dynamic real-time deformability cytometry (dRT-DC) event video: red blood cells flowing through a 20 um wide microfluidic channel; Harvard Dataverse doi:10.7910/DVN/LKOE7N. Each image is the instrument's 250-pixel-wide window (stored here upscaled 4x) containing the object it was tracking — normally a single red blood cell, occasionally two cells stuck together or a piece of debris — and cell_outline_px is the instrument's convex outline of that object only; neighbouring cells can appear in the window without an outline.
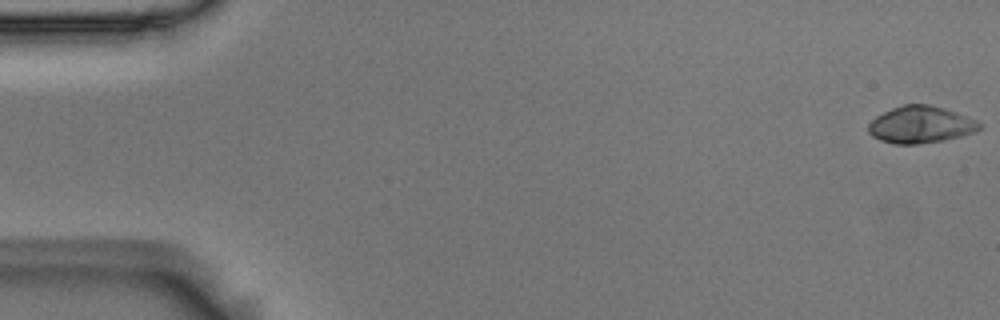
{"species": "Egyptian fruit bat (a non-hibernating species)", "species_latin": "Rousettus aegyptiacus", "temperature_condition": "room temperature", "stored_images_in_passage": 14, "camera_frame_rate_fps": 3000, "um_per_image_px": 0.085, "animal": {"sex": "male"}, "frame": {"image": 1, "passage_image": 1, "time_ms": 0.0, "image_size_px": [1000, 320], "cell_outline_px": [[980, 128], [976, 132], [944, 140], [916, 144], [896, 144], [880, 140], [872, 136], [868, 132], [868, 124], [876, 116], [892, 108], [904, 104], [928, 104], [944, 108], [964, 116], [980, 124]], "centroid_in_image_um": [78.2, 10.6], "position_along_channel_um": 6.8, "area_um2": 23.58}}
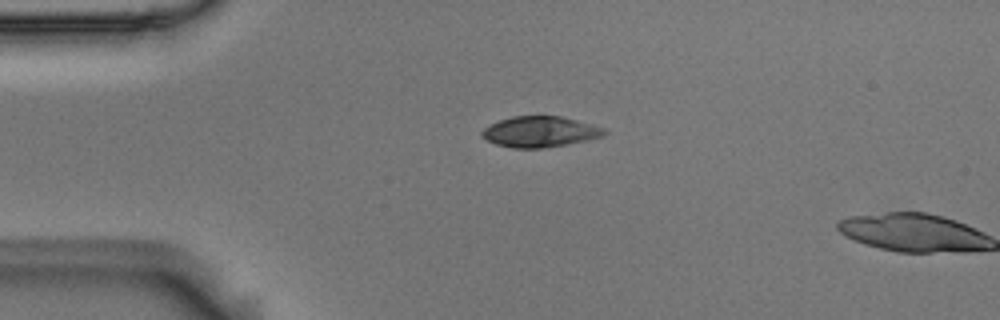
{"frame": {"image": 2, "passage_image": 13, "time_ms": 4.0, "image_size_px": [1000, 320], "cell_outline_px": [[608, 132], [604, 136], [588, 140], [568, 144], [544, 148], [512, 148], [496, 144], [480, 136], [480, 132], [484, 128], [500, 120], [512, 116], [560, 116], [592, 124], [604, 128]], "centroid_in_image_um": [45.91, 11.2], "position_along_channel_um": 39.1, "area_um2": 21.96}}